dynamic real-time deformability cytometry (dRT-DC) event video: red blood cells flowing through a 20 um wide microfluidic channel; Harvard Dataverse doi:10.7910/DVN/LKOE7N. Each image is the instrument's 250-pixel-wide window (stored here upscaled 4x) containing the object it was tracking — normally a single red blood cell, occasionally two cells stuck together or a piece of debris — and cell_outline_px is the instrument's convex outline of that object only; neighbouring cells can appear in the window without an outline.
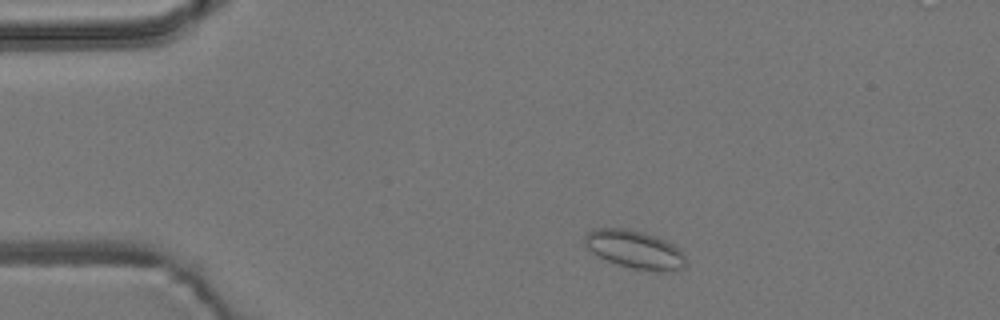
{"species": "common noctule bat (a hibernating species)", "species_latin": "Nyctalus noctula", "temperature_condition": "room temperature", "stored_images_in_passage": 4, "camera_frame_rate_fps": 3000, "um_per_image_px": 0.085, "animal": {"sex": "male", "body_mass_g": 19.2, "forearm_length_mm": 51.8}, "frame": {"image": 1, "passage_image": 1, "time_ms": 0.0, "image_size_px": [1000, 320], "cell_outline_px": [[688, 264], [684, 268], [672, 272], [656, 272], [632, 268], [616, 264], [592, 252], [584, 244], [584, 236], [592, 228], [624, 228], [656, 236], [672, 244], [688, 260]], "centroid_in_image_um": [53.98, 21.23], "position_along_channel_um": 31.0, "area_um2": 22.54}}
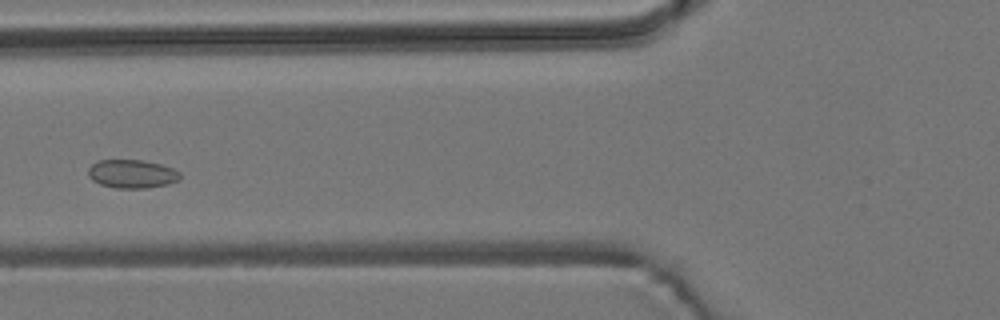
{"frame": {"image": 2, "passage_image": 4, "time_ms": 3.667, "image_size_px": [1000, 320], "cell_outline_px": [[180, 180], [168, 184], [148, 188], [116, 188], [100, 184], [92, 180], [88, 176], [88, 168], [96, 160], [144, 160], [160, 164], [172, 168], [180, 172]], "centroid_in_image_um": [11.21, 14.78], "position_along_channel_um": 114.6, "area_um2": 15.37}}